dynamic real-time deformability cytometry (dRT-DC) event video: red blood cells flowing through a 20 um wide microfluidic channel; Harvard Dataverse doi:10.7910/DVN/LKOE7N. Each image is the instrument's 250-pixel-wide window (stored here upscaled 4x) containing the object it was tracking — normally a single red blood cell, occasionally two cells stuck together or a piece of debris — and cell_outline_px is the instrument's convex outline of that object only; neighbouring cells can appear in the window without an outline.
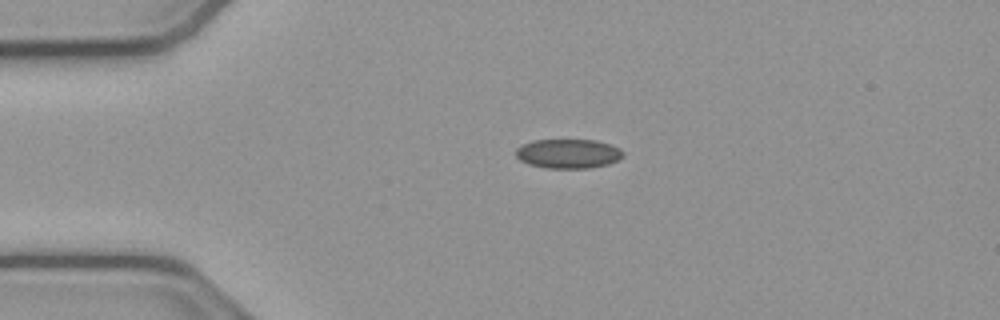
{"species": "common noctule bat (a hibernating species)", "species_latin": "Nyctalus noctula", "temperature_condition": "cold", "stored_images_in_passage": 43, "camera_frame_rate_fps": 3000, "um_per_image_px": 0.085, "animal": {"sex": "male", "body_mass_g": 23.1, "forearm_length_mm": 52.7}, "frame": {"image": 1, "passage_image": 1, "time_ms": 0.0, "image_size_px": [1000, 320], "cell_outline_px": [[624, 156], [620, 160], [608, 164], [588, 168], [548, 168], [528, 164], [520, 160], [516, 156], [516, 148], [520, 144], [532, 140], [596, 140], [612, 144], [620, 148], [624, 152]], "centroid_in_image_um": [48.32, 13.05], "position_along_channel_um": 36.7, "area_um2": 18.61}}
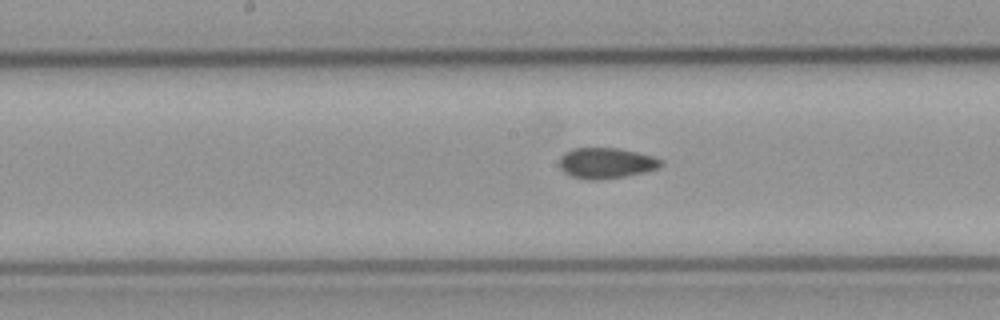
{"frame": {"image": 2, "passage_image": 16, "time_ms": 5.0, "image_size_px": [1000, 320], "cell_outline_px": [[664, 164], [660, 168], [644, 172], [624, 176], [596, 180], [588, 180], [572, 176], [564, 172], [560, 168], [560, 156], [564, 152], [572, 148], [620, 148], [652, 156], [664, 160]], "centroid_in_image_um": [51.54, 13.85], "position_along_channel_um": 196.7, "area_um2": 18.26}}
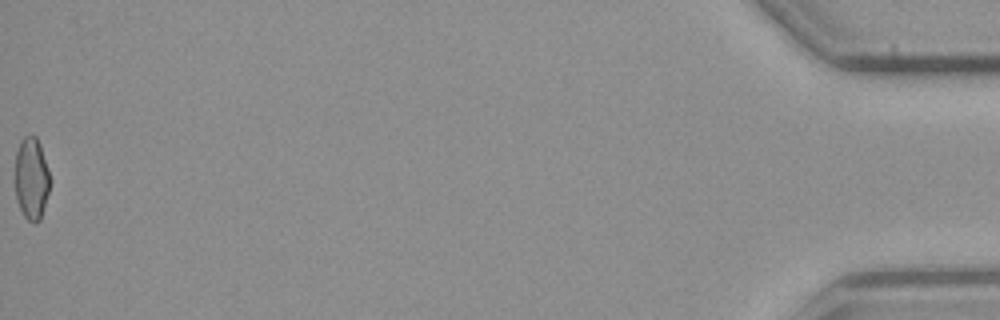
{"frame": {"image": 3, "passage_image": 43, "time_ms": 14.0, "image_size_px": [1000, 320], "cell_outline_px": [[48, 192], [40, 220], [36, 224], [28, 220], [24, 216], [16, 200], [16, 152], [20, 140], [24, 136], [36, 136], [40, 144], [48, 172]], "centroid_in_image_um": [2.65, 15.18], "position_along_channel_um": 432.5, "area_um2": 16.3}, "authors_computed_cell_mechanics": {"area_um2": 17.8602, "velocity_mm_per_s": 3.8377, "shape_relaxation_time_tau1_ms": null, "shape_relaxation_time_tau2_ms": 3.139, "deformation_change_tau1": null, "deformation_change_tau2": 0.0827}}